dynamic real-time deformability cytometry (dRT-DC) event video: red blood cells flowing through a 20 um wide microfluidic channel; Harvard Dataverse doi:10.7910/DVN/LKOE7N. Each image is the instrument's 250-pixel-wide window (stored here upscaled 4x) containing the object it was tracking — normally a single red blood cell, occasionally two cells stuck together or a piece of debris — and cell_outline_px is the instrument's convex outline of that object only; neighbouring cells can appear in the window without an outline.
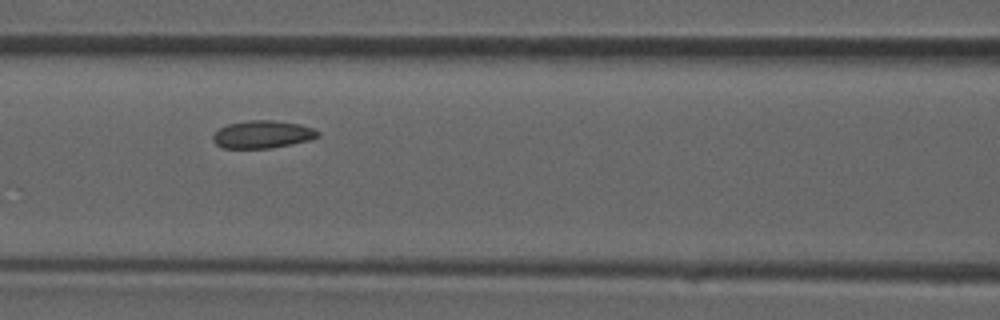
{"species": "common noctule bat (a hibernating species)", "species_latin": "Nyctalus noctula", "temperature_condition": "room temperature", "stored_images_in_passage": 4, "camera_frame_rate_fps": 3000, "um_per_image_px": 0.085, "animal": {"sex": "male", "forearm_length_mm": 52.5}, "frame": {"image": 1, "passage_image": 4, "time_ms": 4.333, "image_size_px": [1000, 320], "cell_outline_px": [[320, 136], [308, 140], [292, 144], [272, 148], [224, 148], [216, 144], [212, 140], [212, 136], [220, 128], [228, 124], [248, 120], [272, 120], [300, 124], [312, 128], [320, 132]], "centroid_in_image_um": [22.31, 11.42], "position_along_channel_um": 144.3, "area_um2": 16.88}}